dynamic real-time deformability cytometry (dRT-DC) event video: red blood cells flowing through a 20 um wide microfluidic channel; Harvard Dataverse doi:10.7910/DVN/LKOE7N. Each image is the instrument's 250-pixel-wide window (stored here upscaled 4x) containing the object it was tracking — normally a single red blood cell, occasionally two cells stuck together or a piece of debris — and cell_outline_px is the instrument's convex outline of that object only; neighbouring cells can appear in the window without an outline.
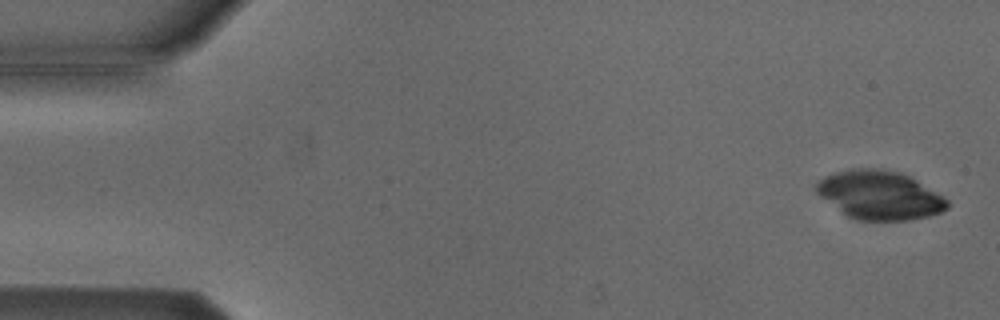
{"species": "Egyptian fruit bat (a non-hibernating species)", "species_latin": "Rousettus aegyptiacus", "temperature_condition": "cold", "stored_images_in_passage": 10, "camera_frame_rate_fps": 3000, "um_per_image_px": 0.085, "animal": {"sex": "male"}, "frame": {"image": 1, "passage_image": 2, "time_ms": 0.333, "image_size_px": [1000, 320], "cell_outline_px": [[948, 208], [940, 212], [928, 216], [908, 220], [856, 220], [848, 216], [820, 196], [816, 192], [816, 184], [824, 176], [836, 172], [852, 168], [880, 168], [896, 172], [908, 176], [916, 180], [944, 196], [948, 200]], "centroid_in_image_um": [74.77, 16.58], "position_along_channel_um": 10.2, "area_um2": 36.82}}